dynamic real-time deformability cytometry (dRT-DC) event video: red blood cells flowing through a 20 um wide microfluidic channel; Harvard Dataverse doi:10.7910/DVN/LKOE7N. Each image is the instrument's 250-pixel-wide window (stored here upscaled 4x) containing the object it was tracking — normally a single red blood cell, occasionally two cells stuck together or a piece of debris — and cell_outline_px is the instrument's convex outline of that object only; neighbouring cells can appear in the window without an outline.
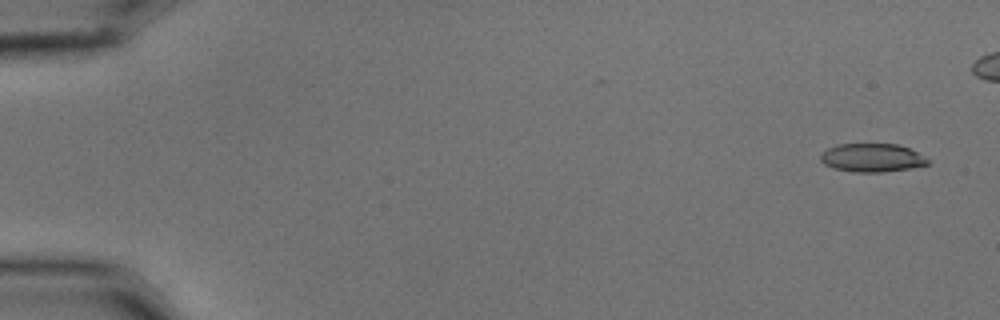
{"species": "common noctule bat (a hibernating species)", "species_latin": "Nyctalus noctula", "temperature_condition": "cold", "stored_images_in_passage": 5, "camera_frame_rate_fps": 3000, "um_per_image_px": 0.085, "animal": {"sex": "male", "body_mass_g": 15.6}, "frame": {"image": 1, "passage_image": 1, "time_ms": 0.0, "image_size_px": [1000, 320], "cell_outline_px": [[932, 160], [928, 164], [908, 168], [884, 172], [852, 172], [832, 168], [824, 164], [820, 160], [820, 152], [828, 148], [840, 144], [896, 144], [908, 148]], "centroid_in_image_um": [74.09, 13.41], "position_along_channel_um": 10.9, "area_um2": 17.8}}